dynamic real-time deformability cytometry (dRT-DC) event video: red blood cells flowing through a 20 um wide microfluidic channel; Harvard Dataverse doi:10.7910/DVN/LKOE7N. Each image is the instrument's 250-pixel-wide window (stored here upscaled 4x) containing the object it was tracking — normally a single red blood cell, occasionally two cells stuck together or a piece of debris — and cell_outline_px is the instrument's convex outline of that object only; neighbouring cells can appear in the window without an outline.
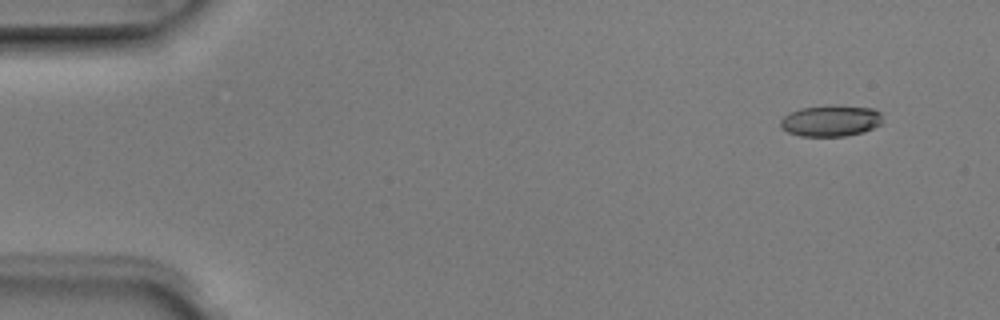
{"species": "Egyptian fruit bat (a non-hibernating species)", "species_latin": "Rousettus aegyptiacus", "temperature_condition": "room temperature", "stored_images_in_passage": 5, "camera_frame_rate_fps": 3000, "um_per_image_px": 0.085, "animal": {"sex": "male"}, "frame": {"image": 1, "passage_image": 1, "time_ms": 0.0, "image_size_px": [1000, 320], "cell_outline_px": [[880, 124], [864, 132], [844, 136], [800, 136], [788, 132], [780, 128], [780, 120], [784, 116], [800, 108], [872, 108], [880, 112]], "centroid_in_image_um": [70.56, 10.33], "position_along_channel_um": 14.4, "area_um2": 17.63}}
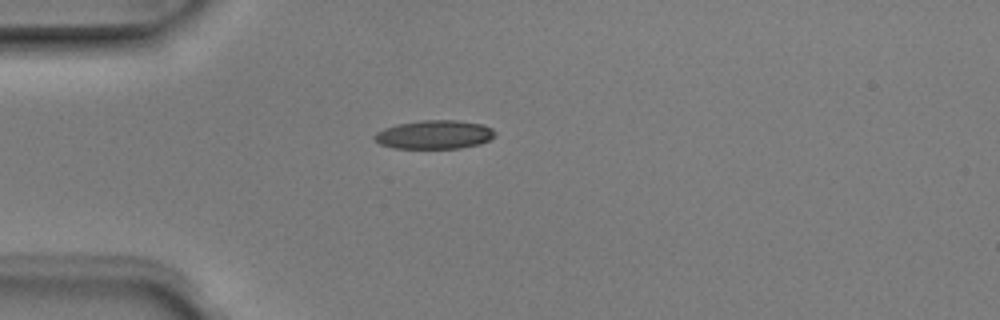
{"frame": {"image": 2, "passage_image": 4, "time_ms": 1.0, "image_size_px": [1000, 320], "cell_outline_px": [[496, 136], [480, 144], [460, 148], [392, 148], [380, 144], [372, 136], [376, 132], [384, 128], [396, 124], [420, 120], [456, 120], [480, 124], [492, 128], [496, 132]], "centroid_in_image_um": [36.91, 11.44], "position_along_channel_um": 48.1, "area_um2": 20.23}}